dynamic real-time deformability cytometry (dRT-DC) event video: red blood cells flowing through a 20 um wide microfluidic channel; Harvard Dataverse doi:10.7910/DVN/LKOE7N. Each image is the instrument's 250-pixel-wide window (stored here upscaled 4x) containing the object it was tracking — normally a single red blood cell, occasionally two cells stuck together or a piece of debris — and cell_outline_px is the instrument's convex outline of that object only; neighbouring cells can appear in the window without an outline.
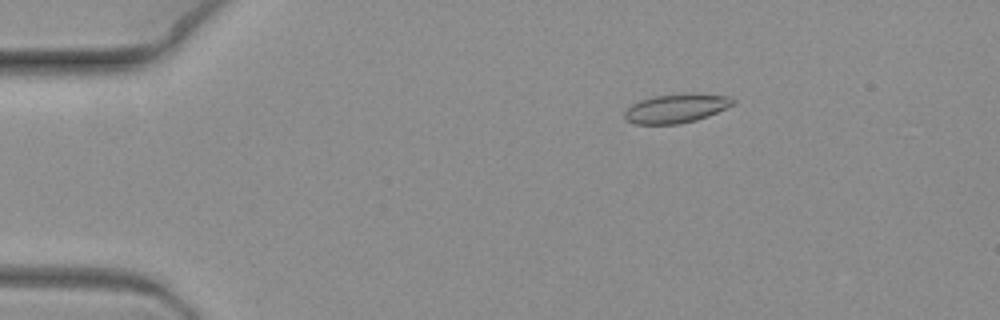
{"species": "common noctule bat (a hibernating species)", "species_latin": "Nyctalus noctula", "temperature_condition": "warm", "stored_images_in_passage": 7, "camera_frame_rate_fps": 3000, "um_per_image_px": 0.085, "animal": {"sex": "female", "body_mass_g": 19.3, "forearm_length_mm": 54.1}, "frame": {"image": 1, "passage_image": 4, "time_ms": 1.0, "image_size_px": [1000, 320], "cell_outline_px": [[736, 100], [732, 104], [708, 116], [696, 120], [680, 124], [636, 124], [628, 120], [624, 116], [624, 112], [632, 104], [640, 100], [656, 96], [696, 92], [728, 96]], "centroid_in_image_um": [57.49, 9.2], "position_along_channel_um": 27.5, "area_um2": 18.21}}